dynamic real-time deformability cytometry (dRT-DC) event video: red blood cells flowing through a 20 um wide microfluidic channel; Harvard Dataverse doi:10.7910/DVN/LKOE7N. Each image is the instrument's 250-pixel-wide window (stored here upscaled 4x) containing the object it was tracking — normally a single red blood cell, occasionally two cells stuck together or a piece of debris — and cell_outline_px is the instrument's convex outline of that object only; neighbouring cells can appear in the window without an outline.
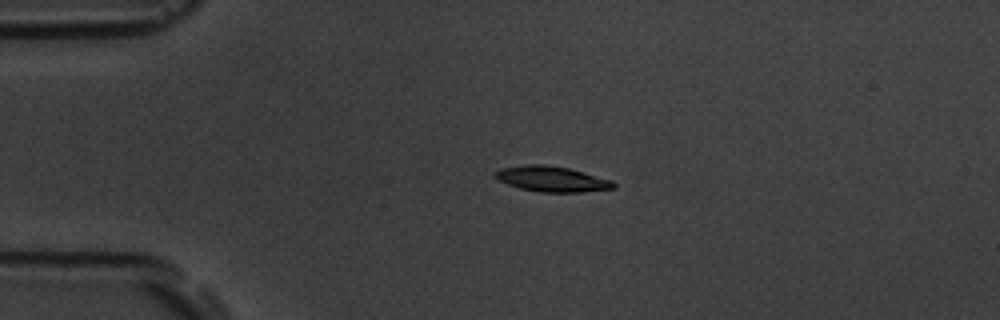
{"species": "common noctule bat (a hibernating species)", "species_latin": "Nyctalus noctula", "temperature_condition": "room temperature", "stored_images_in_passage": 44, "camera_frame_rate_fps": 3000, "um_per_image_px": 0.085, "animal": {"sex": "male", "body_mass_g": 19.5, "forearm_length_mm": 54.6}, "frame": {"image": 1, "passage_image": 1, "time_ms": 0.0, "image_size_px": [1000, 320], "cell_outline_px": [[616, 188], [580, 192], [540, 192], [520, 188], [508, 184], [492, 176], [500, 168], [528, 164], [544, 164], [568, 168], [584, 172], [612, 180], [616, 184]], "centroid_in_image_um": [46.92, 15.21], "position_along_channel_um": 38.1, "area_um2": 17.51}}
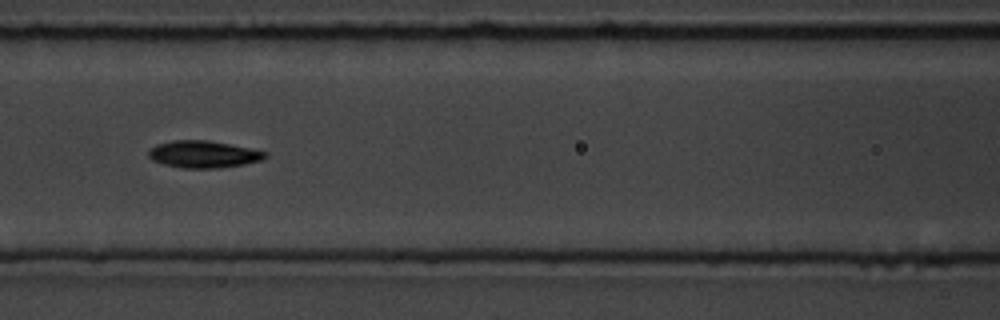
{"frame": {"image": 2, "passage_image": 13, "time_ms": 4.0, "image_size_px": [1000, 320], "cell_outline_px": [[268, 156], [260, 160], [244, 164], [220, 168], [180, 168], [164, 164], [152, 160], [148, 156], [148, 152], [156, 144], [172, 140], [208, 140], [268, 152]], "centroid_in_image_um": [17.27, 13.11], "position_along_channel_um": 149.3, "area_um2": 18.32}}
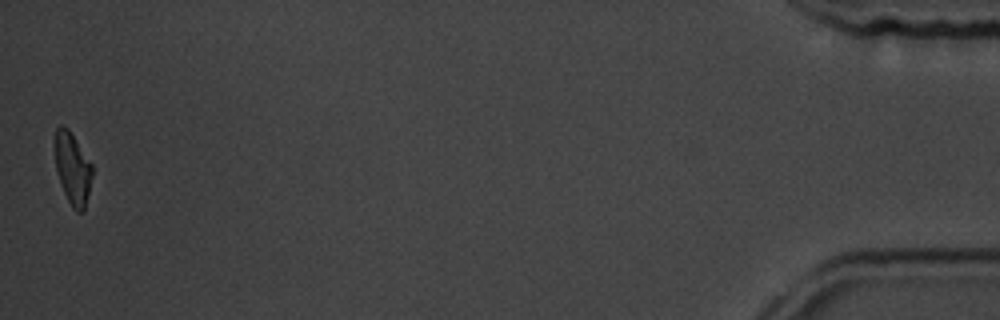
{"frame": {"image": 3, "passage_image": 44, "time_ms": 14.333, "image_size_px": [1000, 320], "cell_outline_px": [[92, 176], [84, 212], [76, 212], [72, 208], [64, 192], [56, 168], [56, 128], [60, 124], [68, 128], [92, 164]], "centroid_in_image_um": [6.19, 14.35], "position_along_channel_um": 429.0, "area_um2": 15.26}, "authors_computed_cell_mechanics": {"area_um2": 17.6579, "velocity_mm_per_s": 3.6303, "shape_relaxation_time_tau1_ms": 3.0232, "shape_relaxation_time_tau2_ms": 5.0332, "deformation_change_tau1": 0.1504, "deformation_change_tau2": 0.1037}}